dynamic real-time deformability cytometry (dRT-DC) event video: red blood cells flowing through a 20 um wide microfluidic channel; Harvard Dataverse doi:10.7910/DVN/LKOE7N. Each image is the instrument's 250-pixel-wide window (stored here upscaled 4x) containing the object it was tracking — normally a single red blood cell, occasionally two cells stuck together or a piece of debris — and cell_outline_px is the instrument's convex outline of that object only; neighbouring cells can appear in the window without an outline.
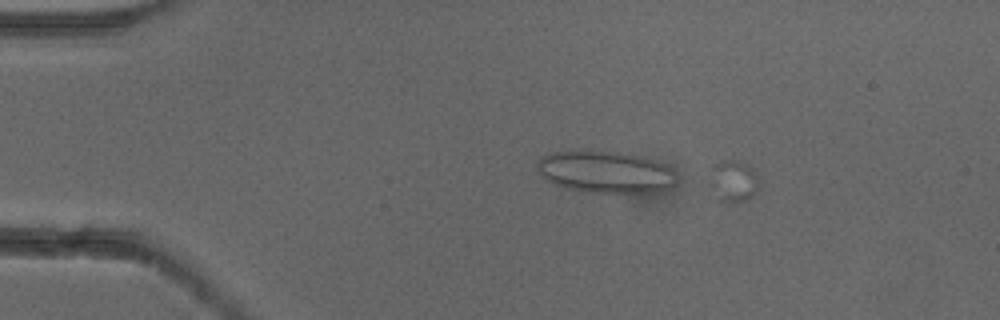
{"species": "common noctule bat (a hibernating species)", "species_latin": "Nyctalus noctula", "temperature_condition": "cold", "stored_images_in_passage": 9, "camera_frame_rate_fps": 3000, "um_per_image_px": 0.085, "animal": {"sex": "female"}, "frame": {"image": 1, "passage_image": 1, "time_ms": 0.0, "image_size_px": [1000, 320], "cell_outline_px": [[760, 180], [756, 192], [752, 196], [744, 200], [716, 200], [708, 184], [712, 168], [716, 164], [724, 160], [732, 160], [744, 164], [752, 168]], "centroid_in_image_um": [62.3, 15.39], "position_along_channel_um": 22.7, "area_um2": 11.79}}